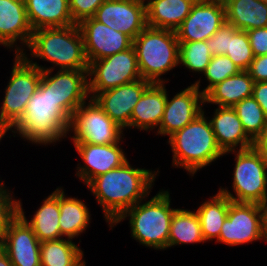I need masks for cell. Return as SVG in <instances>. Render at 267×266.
<instances>
[{
	"mask_svg": "<svg viewBox=\"0 0 267 266\" xmlns=\"http://www.w3.org/2000/svg\"><path fill=\"white\" fill-rule=\"evenodd\" d=\"M159 172L135 168L127 160L121 166L94 178L87 185L102 208L109 226L126 210L149 197Z\"/></svg>",
	"mask_w": 267,
	"mask_h": 266,
	"instance_id": "cell-1",
	"label": "cell"
},
{
	"mask_svg": "<svg viewBox=\"0 0 267 266\" xmlns=\"http://www.w3.org/2000/svg\"><path fill=\"white\" fill-rule=\"evenodd\" d=\"M30 57L51 63V67L30 60L26 50L22 54L32 65L43 70H88L89 63L84 50V40L78 24L65 27L33 30L27 47ZM55 66V67H53Z\"/></svg>",
	"mask_w": 267,
	"mask_h": 266,
	"instance_id": "cell-2",
	"label": "cell"
},
{
	"mask_svg": "<svg viewBox=\"0 0 267 266\" xmlns=\"http://www.w3.org/2000/svg\"><path fill=\"white\" fill-rule=\"evenodd\" d=\"M70 121L71 118L54 101L49 87L40 82L23 117L10 131L24 141L46 146L67 138Z\"/></svg>",
	"mask_w": 267,
	"mask_h": 266,
	"instance_id": "cell-3",
	"label": "cell"
},
{
	"mask_svg": "<svg viewBox=\"0 0 267 266\" xmlns=\"http://www.w3.org/2000/svg\"><path fill=\"white\" fill-rule=\"evenodd\" d=\"M204 113L203 109L200 115L167 141L173 152V167L184 168L191 176L224 155L216 142L209 117Z\"/></svg>",
	"mask_w": 267,
	"mask_h": 266,
	"instance_id": "cell-4",
	"label": "cell"
},
{
	"mask_svg": "<svg viewBox=\"0 0 267 266\" xmlns=\"http://www.w3.org/2000/svg\"><path fill=\"white\" fill-rule=\"evenodd\" d=\"M170 203L169 191L162 189L150 200L145 198L126 210L110 227L112 229L129 218L132 239L155 250H166L171 219L176 210Z\"/></svg>",
	"mask_w": 267,
	"mask_h": 266,
	"instance_id": "cell-5",
	"label": "cell"
},
{
	"mask_svg": "<svg viewBox=\"0 0 267 266\" xmlns=\"http://www.w3.org/2000/svg\"><path fill=\"white\" fill-rule=\"evenodd\" d=\"M142 79L151 83H166L162 79L179 66V41L176 32L147 26L133 40Z\"/></svg>",
	"mask_w": 267,
	"mask_h": 266,
	"instance_id": "cell-6",
	"label": "cell"
},
{
	"mask_svg": "<svg viewBox=\"0 0 267 266\" xmlns=\"http://www.w3.org/2000/svg\"><path fill=\"white\" fill-rule=\"evenodd\" d=\"M15 59L0 107V141L23 117L27 103L38 90L42 71L22 54Z\"/></svg>",
	"mask_w": 267,
	"mask_h": 266,
	"instance_id": "cell-7",
	"label": "cell"
},
{
	"mask_svg": "<svg viewBox=\"0 0 267 266\" xmlns=\"http://www.w3.org/2000/svg\"><path fill=\"white\" fill-rule=\"evenodd\" d=\"M235 154L233 191L219 188V192L238 203H260L267 196V158L254 147L225 152Z\"/></svg>",
	"mask_w": 267,
	"mask_h": 266,
	"instance_id": "cell-8",
	"label": "cell"
},
{
	"mask_svg": "<svg viewBox=\"0 0 267 266\" xmlns=\"http://www.w3.org/2000/svg\"><path fill=\"white\" fill-rule=\"evenodd\" d=\"M72 115L69 132L73 143L114 144L123 142V128L114 122L95 102L88 98Z\"/></svg>",
	"mask_w": 267,
	"mask_h": 266,
	"instance_id": "cell-9",
	"label": "cell"
},
{
	"mask_svg": "<svg viewBox=\"0 0 267 266\" xmlns=\"http://www.w3.org/2000/svg\"><path fill=\"white\" fill-rule=\"evenodd\" d=\"M142 79L134 46L108 57L94 60L88 68V92L94 98L99 92Z\"/></svg>",
	"mask_w": 267,
	"mask_h": 266,
	"instance_id": "cell-10",
	"label": "cell"
},
{
	"mask_svg": "<svg viewBox=\"0 0 267 266\" xmlns=\"http://www.w3.org/2000/svg\"><path fill=\"white\" fill-rule=\"evenodd\" d=\"M43 70L41 82L49 87L51 96L57 105L70 117L87 98L88 70Z\"/></svg>",
	"mask_w": 267,
	"mask_h": 266,
	"instance_id": "cell-11",
	"label": "cell"
},
{
	"mask_svg": "<svg viewBox=\"0 0 267 266\" xmlns=\"http://www.w3.org/2000/svg\"><path fill=\"white\" fill-rule=\"evenodd\" d=\"M224 22L223 0H198L175 32L179 42L207 41Z\"/></svg>",
	"mask_w": 267,
	"mask_h": 266,
	"instance_id": "cell-12",
	"label": "cell"
},
{
	"mask_svg": "<svg viewBox=\"0 0 267 266\" xmlns=\"http://www.w3.org/2000/svg\"><path fill=\"white\" fill-rule=\"evenodd\" d=\"M200 81L201 79L177 92L172 99H169L167 93L164 115L155 132L157 135L170 137L203 112L205 100L200 91Z\"/></svg>",
	"mask_w": 267,
	"mask_h": 266,
	"instance_id": "cell-13",
	"label": "cell"
},
{
	"mask_svg": "<svg viewBox=\"0 0 267 266\" xmlns=\"http://www.w3.org/2000/svg\"><path fill=\"white\" fill-rule=\"evenodd\" d=\"M262 240L258 204L231 201L216 243L238 246Z\"/></svg>",
	"mask_w": 267,
	"mask_h": 266,
	"instance_id": "cell-14",
	"label": "cell"
},
{
	"mask_svg": "<svg viewBox=\"0 0 267 266\" xmlns=\"http://www.w3.org/2000/svg\"><path fill=\"white\" fill-rule=\"evenodd\" d=\"M93 18L134 40L147 27L145 0H106Z\"/></svg>",
	"mask_w": 267,
	"mask_h": 266,
	"instance_id": "cell-15",
	"label": "cell"
},
{
	"mask_svg": "<svg viewBox=\"0 0 267 266\" xmlns=\"http://www.w3.org/2000/svg\"><path fill=\"white\" fill-rule=\"evenodd\" d=\"M40 243L32 227L18 213L3 230V250L13 266H41Z\"/></svg>",
	"mask_w": 267,
	"mask_h": 266,
	"instance_id": "cell-16",
	"label": "cell"
},
{
	"mask_svg": "<svg viewBox=\"0 0 267 266\" xmlns=\"http://www.w3.org/2000/svg\"><path fill=\"white\" fill-rule=\"evenodd\" d=\"M84 40L88 63L99 60L133 46V40L121 32L95 20L93 17L78 24Z\"/></svg>",
	"mask_w": 267,
	"mask_h": 266,
	"instance_id": "cell-17",
	"label": "cell"
},
{
	"mask_svg": "<svg viewBox=\"0 0 267 266\" xmlns=\"http://www.w3.org/2000/svg\"><path fill=\"white\" fill-rule=\"evenodd\" d=\"M120 143V144H119ZM83 161L78 164L76 175L87 186L94 178L121 166L126 162L121 142L114 144L73 143ZM82 165V166H81Z\"/></svg>",
	"mask_w": 267,
	"mask_h": 266,
	"instance_id": "cell-18",
	"label": "cell"
},
{
	"mask_svg": "<svg viewBox=\"0 0 267 266\" xmlns=\"http://www.w3.org/2000/svg\"><path fill=\"white\" fill-rule=\"evenodd\" d=\"M150 84V81L138 79L134 82L99 92L93 99L114 122L126 130L130 128L134 106Z\"/></svg>",
	"mask_w": 267,
	"mask_h": 266,
	"instance_id": "cell-19",
	"label": "cell"
},
{
	"mask_svg": "<svg viewBox=\"0 0 267 266\" xmlns=\"http://www.w3.org/2000/svg\"><path fill=\"white\" fill-rule=\"evenodd\" d=\"M32 33L24 0H0V45L15 49V54H23Z\"/></svg>",
	"mask_w": 267,
	"mask_h": 266,
	"instance_id": "cell-20",
	"label": "cell"
},
{
	"mask_svg": "<svg viewBox=\"0 0 267 266\" xmlns=\"http://www.w3.org/2000/svg\"><path fill=\"white\" fill-rule=\"evenodd\" d=\"M213 113L214 115L209 121L216 142L224 153L253 147V141L245 133L233 107L218 106Z\"/></svg>",
	"mask_w": 267,
	"mask_h": 266,
	"instance_id": "cell-21",
	"label": "cell"
},
{
	"mask_svg": "<svg viewBox=\"0 0 267 266\" xmlns=\"http://www.w3.org/2000/svg\"><path fill=\"white\" fill-rule=\"evenodd\" d=\"M165 83H151L143 92L131 114L130 129L137 128L140 131L158 129L167 100Z\"/></svg>",
	"mask_w": 267,
	"mask_h": 266,
	"instance_id": "cell-22",
	"label": "cell"
},
{
	"mask_svg": "<svg viewBox=\"0 0 267 266\" xmlns=\"http://www.w3.org/2000/svg\"><path fill=\"white\" fill-rule=\"evenodd\" d=\"M21 199L17 200V213L32 227L40 242L63 238L60 233V187L46 197L35 214L28 220L23 211Z\"/></svg>",
	"mask_w": 267,
	"mask_h": 266,
	"instance_id": "cell-23",
	"label": "cell"
},
{
	"mask_svg": "<svg viewBox=\"0 0 267 266\" xmlns=\"http://www.w3.org/2000/svg\"><path fill=\"white\" fill-rule=\"evenodd\" d=\"M32 30L74 25L69 0H24Z\"/></svg>",
	"mask_w": 267,
	"mask_h": 266,
	"instance_id": "cell-24",
	"label": "cell"
},
{
	"mask_svg": "<svg viewBox=\"0 0 267 266\" xmlns=\"http://www.w3.org/2000/svg\"><path fill=\"white\" fill-rule=\"evenodd\" d=\"M198 0H145L147 26L175 31Z\"/></svg>",
	"mask_w": 267,
	"mask_h": 266,
	"instance_id": "cell-25",
	"label": "cell"
},
{
	"mask_svg": "<svg viewBox=\"0 0 267 266\" xmlns=\"http://www.w3.org/2000/svg\"><path fill=\"white\" fill-rule=\"evenodd\" d=\"M253 78L248 71L240 70L213 86L204 95V104H215L222 107H234L244 98L252 96Z\"/></svg>",
	"mask_w": 267,
	"mask_h": 266,
	"instance_id": "cell-26",
	"label": "cell"
},
{
	"mask_svg": "<svg viewBox=\"0 0 267 266\" xmlns=\"http://www.w3.org/2000/svg\"><path fill=\"white\" fill-rule=\"evenodd\" d=\"M226 22L237 30L267 27V2L259 0H223Z\"/></svg>",
	"mask_w": 267,
	"mask_h": 266,
	"instance_id": "cell-27",
	"label": "cell"
},
{
	"mask_svg": "<svg viewBox=\"0 0 267 266\" xmlns=\"http://www.w3.org/2000/svg\"><path fill=\"white\" fill-rule=\"evenodd\" d=\"M89 208L83 201L75 197H68L63 187H60V233L63 237L74 239L89 227L91 223ZM84 231V232H83Z\"/></svg>",
	"mask_w": 267,
	"mask_h": 266,
	"instance_id": "cell-28",
	"label": "cell"
},
{
	"mask_svg": "<svg viewBox=\"0 0 267 266\" xmlns=\"http://www.w3.org/2000/svg\"><path fill=\"white\" fill-rule=\"evenodd\" d=\"M230 202L231 200L227 196L218 191L216 195L210 196L209 200L204 201L199 208L197 207L196 213L205 242L219 239L221 227L228 215Z\"/></svg>",
	"mask_w": 267,
	"mask_h": 266,
	"instance_id": "cell-29",
	"label": "cell"
},
{
	"mask_svg": "<svg viewBox=\"0 0 267 266\" xmlns=\"http://www.w3.org/2000/svg\"><path fill=\"white\" fill-rule=\"evenodd\" d=\"M205 243L196 211L177 208L171 219L168 248L182 244Z\"/></svg>",
	"mask_w": 267,
	"mask_h": 266,
	"instance_id": "cell-30",
	"label": "cell"
},
{
	"mask_svg": "<svg viewBox=\"0 0 267 266\" xmlns=\"http://www.w3.org/2000/svg\"><path fill=\"white\" fill-rule=\"evenodd\" d=\"M84 253L72 239H58L40 243L41 266H78Z\"/></svg>",
	"mask_w": 267,
	"mask_h": 266,
	"instance_id": "cell-31",
	"label": "cell"
},
{
	"mask_svg": "<svg viewBox=\"0 0 267 266\" xmlns=\"http://www.w3.org/2000/svg\"><path fill=\"white\" fill-rule=\"evenodd\" d=\"M247 136L254 142L264 128L267 117L258 102L251 96L233 107Z\"/></svg>",
	"mask_w": 267,
	"mask_h": 266,
	"instance_id": "cell-32",
	"label": "cell"
},
{
	"mask_svg": "<svg viewBox=\"0 0 267 266\" xmlns=\"http://www.w3.org/2000/svg\"><path fill=\"white\" fill-rule=\"evenodd\" d=\"M212 57L207 41L179 42V64L193 73L203 74Z\"/></svg>",
	"mask_w": 267,
	"mask_h": 266,
	"instance_id": "cell-33",
	"label": "cell"
},
{
	"mask_svg": "<svg viewBox=\"0 0 267 266\" xmlns=\"http://www.w3.org/2000/svg\"><path fill=\"white\" fill-rule=\"evenodd\" d=\"M240 69L247 71L254 54L246 31L236 28L229 34V49L225 54Z\"/></svg>",
	"mask_w": 267,
	"mask_h": 266,
	"instance_id": "cell-34",
	"label": "cell"
},
{
	"mask_svg": "<svg viewBox=\"0 0 267 266\" xmlns=\"http://www.w3.org/2000/svg\"><path fill=\"white\" fill-rule=\"evenodd\" d=\"M239 71L240 69L228 56L213 55L210 63L203 72L208 84L205 88H203L201 93L205 95L217 83H220L226 78L237 74Z\"/></svg>",
	"mask_w": 267,
	"mask_h": 266,
	"instance_id": "cell-35",
	"label": "cell"
},
{
	"mask_svg": "<svg viewBox=\"0 0 267 266\" xmlns=\"http://www.w3.org/2000/svg\"><path fill=\"white\" fill-rule=\"evenodd\" d=\"M106 0H69V10L72 20L75 24H79L82 20L94 16L97 9Z\"/></svg>",
	"mask_w": 267,
	"mask_h": 266,
	"instance_id": "cell-36",
	"label": "cell"
},
{
	"mask_svg": "<svg viewBox=\"0 0 267 266\" xmlns=\"http://www.w3.org/2000/svg\"><path fill=\"white\" fill-rule=\"evenodd\" d=\"M4 184L0 179V231L5 229L8 221L17 213V200Z\"/></svg>",
	"mask_w": 267,
	"mask_h": 266,
	"instance_id": "cell-37",
	"label": "cell"
},
{
	"mask_svg": "<svg viewBox=\"0 0 267 266\" xmlns=\"http://www.w3.org/2000/svg\"><path fill=\"white\" fill-rule=\"evenodd\" d=\"M235 29L228 22L224 24L207 40V46L212 55H225L229 49V34Z\"/></svg>",
	"mask_w": 267,
	"mask_h": 266,
	"instance_id": "cell-38",
	"label": "cell"
},
{
	"mask_svg": "<svg viewBox=\"0 0 267 266\" xmlns=\"http://www.w3.org/2000/svg\"><path fill=\"white\" fill-rule=\"evenodd\" d=\"M255 57L267 54V27L246 31Z\"/></svg>",
	"mask_w": 267,
	"mask_h": 266,
	"instance_id": "cell-39",
	"label": "cell"
},
{
	"mask_svg": "<svg viewBox=\"0 0 267 266\" xmlns=\"http://www.w3.org/2000/svg\"><path fill=\"white\" fill-rule=\"evenodd\" d=\"M247 71L254 82H267V54L254 57Z\"/></svg>",
	"mask_w": 267,
	"mask_h": 266,
	"instance_id": "cell-40",
	"label": "cell"
},
{
	"mask_svg": "<svg viewBox=\"0 0 267 266\" xmlns=\"http://www.w3.org/2000/svg\"><path fill=\"white\" fill-rule=\"evenodd\" d=\"M252 97L258 102L267 117V82H254Z\"/></svg>",
	"mask_w": 267,
	"mask_h": 266,
	"instance_id": "cell-41",
	"label": "cell"
},
{
	"mask_svg": "<svg viewBox=\"0 0 267 266\" xmlns=\"http://www.w3.org/2000/svg\"><path fill=\"white\" fill-rule=\"evenodd\" d=\"M260 213L262 240L267 242V196L258 203Z\"/></svg>",
	"mask_w": 267,
	"mask_h": 266,
	"instance_id": "cell-42",
	"label": "cell"
},
{
	"mask_svg": "<svg viewBox=\"0 0 267 266\" xmlns=\"http://www.w3.org/2000/svg\"><path fill=\"white\" fill-rule=\"evenodd\" d=\"M253 147L267 158V121L260 135L254 140Z\"/></svg>",
	"mask_w": 267,
	"mask_h": 266,
	"instance_id": "cell-43",
	"label": "cell"
},
{
	"mask_svg": "<svg viewBox=\"0 0 267 266\" xmlns=\"http://www.w3.org/2000/svg\"><path fill=\"white\" fill-rule=\"evenodd\" d=\"M0 266H13L8 254L4 250L0 252Z\"/></svg>",
	"mask_w": 267,
	"mask_h": 266,
	"instance_id": "cell-44",
	"label": "cell"
},
{
	"mask_svg": "<svg viewBox=\"0 0 267 266\" xmlns=\"http://www.w3.org/2000/svg\"><path fill=\"white\" fill-rule=\"evenodd\" d=\"M3 251V231H0V252Z\"/></svg>",
	"mask_w": 267,
	"mask_h": 266,
	"instance_id": "cell-45",
	"label": "cell"
},
{
	"mask_svg": "<svg viewBox=\"0 0 267 266\" xmlns=\"http://www.w3.org/2000/svg\"><path fill=\"white\" fill-rule=\"evenodd\" d=\"M78 266H86L85 260H83Z\"/></svg>",
	"mask_w": 267,
	"mask_h": 266,
	"instance_id": "cell-46",
	"label": "cell"
}]
</instances>
